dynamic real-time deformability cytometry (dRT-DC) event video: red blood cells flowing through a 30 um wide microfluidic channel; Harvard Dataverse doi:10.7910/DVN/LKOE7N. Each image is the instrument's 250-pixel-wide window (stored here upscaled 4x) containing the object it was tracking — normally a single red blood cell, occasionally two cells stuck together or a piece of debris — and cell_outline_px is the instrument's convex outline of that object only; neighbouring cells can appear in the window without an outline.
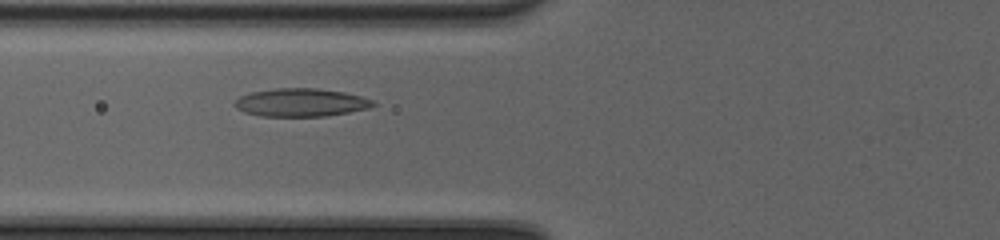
{"species": "common noctule bat (a hibernating species)", "species_latin": "Nyctalus noctula", "temperature_condition": "cold", "stored_images_in_passage": 36, "camera_frame_rate_fps": 3000, "um_per_image_px": 0.085, "animal": {"sex": "female", "body_mass_g": 20.0, "forearm_length_mm": 54.0}, "frame": {"image": 1, "passage_image": 7, "time_ms": 2.0, "image_size_px": [1000, 240], "cell_outline_px": [[376, 104], [368, 108], [328, 116], [260, 116], [244, 112], [236, 108], [232, 104], [240, 96], [252, 92], [276, 88], [316, 88], [344, 92], [360, 96], [372, 100]], "centroid_in_image_um": [25.55, 8.71], "position_along_channel_um": 100.3, "area_um2": 22.6}}
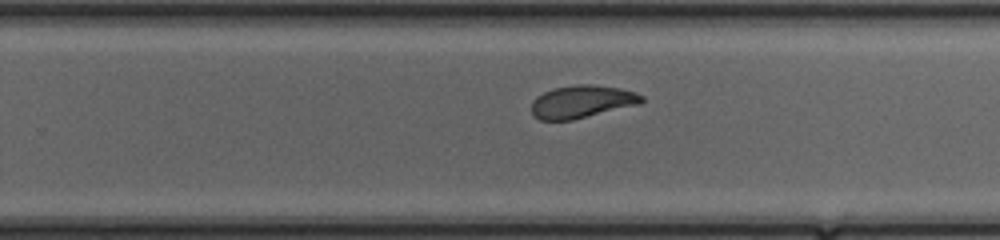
{"frame": {"image": 2, "passage_image": 20, "time_ms": 6.333, "image_size_px": [1000, 240], "cell_outline_px": [[644, 100], [640, 104], [572, 120], [540, 120], [532, 116], [532, 100], [536, 96], [552, 88], [576, 84], [592, 84], [620, 88], [636, 92], [644, 96]], "centroid_in_image_um": [49.45, 8.63], "position_along_channel_um": 280.3, "area_um2": 21.21}}
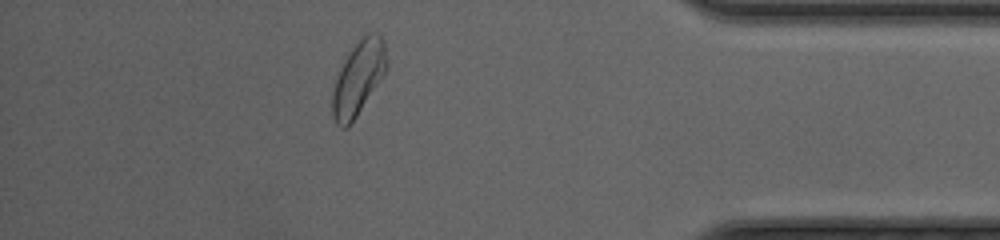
{"frame": {"image": 3, "passage_image": 31, "time_ms": 10.0, "image_size_px": [1000, 240], "cell_outline_px": [[388, 68], [348, 128], [340, 128], [336, 124], [332, 116], [332, 88], [340, 68], [348, 52], [368, 32], [376, 32], [384, 40], [388, 60]], "centroid_in_image_um": [30.46, 6.63], "position_along_channel_um": 404.7, "area_um2": 23.41}, "authors_computed_cell_mechanics": {"area_um2": 22.1374, "velocity_mm_per_s": 4.1659, "shape_relaxation_time_tau1_ms": 8.3748, "shape_relaxation_time_tau2_ms": 2.1692, "deformation_change_tau1": 0.2454, "deformation_change_tau2": 0.0843}}